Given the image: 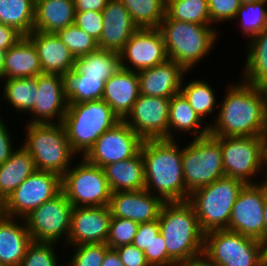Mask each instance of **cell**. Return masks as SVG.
Returning a JSON list of instances; mask_svg holds the SVG:
<instances>
[{"label": "cell", "mask_w": 267, "mask_h": 266, "mask_svg": "<svg viewBox=\"0 0 267 266\" xmlns=\"http://www.w3.org/2000/svg\"><path fill=\"white\" fill-rule=\"evenodd\" d=\"M64 96L68 103L102 100L105 82L100 78H80L72 69L62 75Z\"/></svg>", "instance_id": "33"}, {"label": "cell", "mask_w": 267, "mask_h": 266, "mask_svg": "<svg viewBox=\"0 0 267 266\" xmlns=\"http://www.w3.org/2000/svg\"><path fill=\"white\" fill-rule=\"evenodd\" d=\"M180 93L201 119H205L209 114H212L216 105L218 106L216 103L217 95L206 81L196 79L185 85L183 78Z\"/></svg>", "instance_id": "37"}, {"label": "cell", "mask_w": 267, "mask_h": 266, "mask_svg": "<svg viewBox=\"0 0 267 266\" xmlns=\"http://www.w3.org/2000/svg\"><path fill=\"white\" fill-rule=\"evenodd\" d=\"M144 254L150 266H177V263L168 255L165 240L161 233L153 238Z\"/></svg>", "instance_id": "45"}, {"label": "cell", "mask_w": 267, "mask_h": 266, "mask_svg": "<svg viewBox=\"0 0 267 266\" xmlns=\"http://www.w3.org/2000/svg\"><path fill=\"white\" fill-rule=\"evenodd\" d=\"M159 233L160 228L158 219L150 222L139 223L137 233L132 244L140 251L144 252L146 248H149L153 238H155Z\"/></svg>", "instance_id": "47"}, {"label": "cell", "mask_w": 267, "mask_h": 266, "mask_svg": "<svg viewBox=\"0 0 267 266\" xmlns=\"http://www.w3.org/2000/svg\"><path fill=\"white\" fill-rule=\"evenodd\" d=\"M264 262H267V241L263 243Z\"/></svg>", "instance_id": "57"}, {"label": "cell", "mask_w": 267, "mask_h": 266, "mask_svg": "<svg viewBox=\"0 0 267 266\" xmlns=\"http://www.w3.org/2000/svg\"><path fill=\"white\" fill-rule=\"evenodd\" d=\"M110 191H138L145 189L144 161L141 151L132 158L103 167Z\"/></svg>", "instance_id": "26"}, {"label": "cell", "mask_w": 267, "mask_h": 266, "mask_svg": "<svg viewBox=\"0 0 267 266\" xmlns=\"http://www.w3.org/2000/svg\"><path fill=\"white\" fill-rule=\"evenodd\" d=\"M72 209L73 205L62 191L35 208L24 218L32 240L57 244L63 239L67 244Z\"/></svg>", "instance_id": "13"}, {"label": "cell", "mask_w": 267, "mask_h": 266, "mask_svg": "<svg viewBox=\"0 0 267 266\" xmlns=\"http://www.w3.org/2000/svg\"><path fill=\"white\" fill-rule=\"evenodd\" d=\"M267 0H261L255 3L241 4L235 20L240 22V30L249 40L263 30L267 29V9L265 8Z\"/></svg>", "instance_id": "39"}, {"label": "cell", "mask_w": 267, "mask_h": 266, "mask_svg": "<svg viewBox=\"0 0 267 266\" xmlns=\"http://www.w3.org/2000/svg\"><path fill=\"white\" fill-rule=\"evenodd\" d=\"M177 266H216L204 254L177 264Z\"/></svg>", "instance_id": "53"}, {"label": "cell", "mask_w": 267, "mask_h": 266, "mask_svg": "<svg viewBox=\"0 0 267 266\" xmlns=\"http://www.w3.org/2000/svg\"><path fill=\"white\" fill-rule=\"evenodd\" d=\"M138 28H159L166 16V0H119Z\"/></svg>", "instance_id": "36"}, {"label": "cell", "mask_w": 267, "mask_h": 266, "mask_svg": "<svg viewBox=\"0 0 267 266\" xmlns=\"http://www.w3.org/2000/svg\"><path fill=\"white\" fill-rule=\"evenodd\" d=\"M166 15L177 21L213 26L208 0H166Z\"/></svg>", "instance_id": "38"}, {"label": "cell", "mask_w": 267, "mask_h": 266, "mask_svg": "<svg viewBox=\"0 0 267 266\" xmlns=\"http://www.w3.org/2000/svg\"><path fill=\"white\" fill-rule=\"evenodd\" d=\"M240 6V0H208L211 23L235 20Z\"/></svg>", "instance_id": "44"}, {"label": "cell", "mask_w": 267, "mask_h": 266, "mask_svg": "<svg viewBox=\"0 0 267 266\" xmlns=\"http://www.w3.org/2000/svg\"><path fill=\"white\" fill-rule=\"evenodd\" d=\"M109 0H74L76 12L99 11L106 7Z\"/></svg>", "instance_id": "51"}, {"label": "cell", "mask_w": 267, "mask_h": 266, "mask_svg": "<svg viewBox=\"0 0 267 266\" xmlns=\"http://www.w3.org/2000/svg\"><path fill=\"white\" fill-rule=\"evenodd\" d=\"M248 53L243 75L245 83L267 89V29L247 40Z\"/></svg>", "instance_id": "32"}, {"label": "cell", "mask_w": 267, "mask_h": 266, "mask_svg": "<svg viewBox=\"0 0 267 266\" xmlns=\"http://www.w3.org/2000/svg\"><path fill=\"white\" fill-rule=\"evenodd\" d=\"M3 100L13 106L18 113L29 112L34 108L38 85L37 77L5 79Z\"/></svg>", "instance_id": "35"}, {"label": "cell", "mask_w": 267, "mask_h": 266, "mask_svg": "<svg viewBox=\"0 0 267 266\" xmlns=\"http://www.w3.org/2000/svg\"><path fill=\"white\" fill-rule=\"evenodd\" d=\"M124 266H150L145 254L133 244L115 248Z\"/></svg>", "instance_id": "48"}, {"label": "cell", "mask_w": 267, "mask_h": 266, "mask_svg": "<svg viewBox=\"0 0 267 266\" xmlns=\"http://www.w3.org/2000/svg\"><path fill=\"white\" fill-rule=\"evenodd\" d=\"M25 131L21 145L31 155L36 170L54 172L62 177L70 169L72 159L78 156L71 149L64 125L27 123Z\"/></svg>", "instance_id": "5"}, {"label": "cell", "mask_w": 267, "mask_h": 266, "mask_svg": "<svg viewBox=\"0 0 267 266\" xmlns=\"http://www.w3.org/2000/svg\"><path fill=\"white\" fill-rule=\"evenodd\" d=\"M56 35L75 58L85 56L99 48L97 40L75 24L58 30Z\"/></svg>", "instance_id": "40"}, {"label": "cell", "mask_w": 267, "mask_h": 266, "mask_svg": "<svg viewBox=\"0 0 267 266\" xmlns=\"http://www.w3.org/2000/svg\"><path fill=\"white\" fill-rule=\"evenodd\" d=\"M14 150L9 128L5 125L3 118L0 117V164L5 163Z\"/></svg>", "instance_id": "49"}, {"label": "cell", "mask_w": 267, "mask_h": 266, "mask_svg": "<svg viewBox=\"0 0 267 266\" xmlns=\"http://www.w3.org/2000/svg\"><path fill=\"white\" fill-rule=\"evenodd\" d=\"M120 119L104 100L68 103L62 124L71 149L82 157L95 141Z\"/></svg>", "instance_id": "6"}, {"label": "cell", "mask_w": 267, "mask_h": 266, "mask_svg": "<svg viewBox=\"0 0 267 266\" xmlns=\"http://www.w3.org/2000/svg\"><path fill=\"white\" fill-rule=\"evenodd\" d=\"M229 87V88H228ZM219 105L212 136H267V91L240 80L229 84Z\"/></svg>", "instance_id": "1"}, {"label": "cell", "mask_w": 267, "mask_h": 266, "mask_svg": "<svg viewBox=\"0 0 267 266\" xmlns=\"http://www.w3.org/2000/svg\"><path fill=\"white\" fill-rule=\"evenodd\" d=\"M163 204L159 197L144 189L111 193L109 208L112 217L145 223L158 219Z\"/></svg>", "instance_id": "20"}, {"label": "cell", "mask_w": 267, "mask_h": 266, "mask_svg": "<svg viewBox=\"0 0 267 266\" xmlns=\"http://www.w3.org/2000/svg\"><path fill=\"white\" fill-rule=\"evenodd\" d=\"M74 0H39L35 2L34 31L56 33L75 23Z\"/></svg>", "instance_id": "28"}, {"label": "cell", "mask_w": 267, "mask_h": 266, "mask_svg": "<svg viewBox=\"0 0 267 266\" xmlns=\"http://www.w3.org/2000/svg\"><path fill=\"white\" fill-rule=\"evenodd\" d=\"M176 142L168 139L144 140L140 149L144 161L145 190L163 202L187 201L190 195L183 178V148H179Z\"/></svg>", "instance_id": "2"}, {"label": "cell", "mask_w": 267, "mask_h": 266, "mask_svg": "<svg viewBox=\"0 0 267 266\" xmlns=\"http://www.w3.org/2000/svg\"><path fill=\"white\" fill-rule=\"evenodd\" d=\"M182 166L190 193L225 176L219 140L210 134L193 139L183 147Z\"/></svg>", "instance_id": "9"}, {"label": "cell", "mask_w": 267, "mask_h": 266, "mask_svg": "<svg viewBox=\"0 0 267 266\" xmlns=\"http://www.w3.org/2000/svg\"><path fill=\"white\" fill-rule=\"evenodd\" d=\"M32 241L24 219L0 213V264L20 266Z\"/></svg>", "instance_id": "25"}, {"label": "cell", "mask_w": 267, "mask_h": 266, "mask_svg": "<svg viewBox=\"0 0 267 266\" xmlns=\"http://www.w3.org/2000/svg\"><path fill=\"white\" fill-rule=\"evenodd\" d=\"M245 184L232 207L226 230L259 240L263 244L265 191L259 184Z\"/></svg>", "instance_id": "15"}, {"label": "cell", "mask_w": 267, "mask_h": 266, "mask_svg": "<svg viewBox=\"0 0 267 266\" xmlns=\"http://www.w3.org/2000/svg\"><path fill=\"white\" fill-rule=\"evenodd\" d=\"M158 222L168 255L177 264L203 254L205 233L188 201L164 202Z\"/></svg>", "instance_id": "3"}, {"label": "cell", "mask_w": 267, "mask_h": 266, "mask_svg": "<svg viewBox=\"0 0 267 266\" xmlns=\"http://www.w3.org/2000/svg\"><path fill=\"white\" fill-rule=\"evenodd\" d=\"M158 29L162 33L168 59L187 72L214 49L219 35L211 25L177 21L167 15Z\"/></svg>", "instance_id": "4"}, {"label": "cell", "mask_w": 267, "mask_h": 266, "mask_svg": "<svg viewBox=\"0 0 267 266\" xmlns=\"http://www.w3.org/2000/svg\"><path fill=\"white\" fill-rule=\"evenodd\" d=\"M61 191L59 174L36 170L0 204V213L24 219L35 208L53 199Z\"/></svg>", "instance_id": "12"}, {"label": "cell", "mask_w": 267, "mask_h": 266, "mask_svg": "<svg viewBox=\"0 0 267 266\" xmlns=\"http://www.w3.org/2000/svg\"><path fill=\"white\" fill-rule=\"evenodd\" d=\"M34 11L33 0H0V23L28 36L34 30Z\"/></svg>", "instance_id": "34"}, {"label": "cell", "mask_w": 267, "mask_h": 266, "mask_svg": "<svg viewBox=\"0 0 267 266\" xmlns=\"http://www.w3.org/2000/svg\"><path fill=\"white\" fill-rule=\"evenodd\" d=\"M55 251L54 243L32 241L20 266H59Z\"/></svg>", "instance_id": "42"}, {"label": "cell", "mask_w": 267, "mask_h": 266, "mask_svg": "<svg viewBox=\"0 0 267 266\" xmlns=\"http://www.w3.org/2000/svg\"><path fill=\"white\" fill-rule=\"evenodd\" d=\"M259 1L261 0H240L241 4H249V3H255Z\"/></svg>", "instance_id": "58"}, {"label": "cell", "mask_w": 267, "mask_h": 266, "mask_svg": "<svg viewBox=\"0 0 267 266\" xmlns=\"http://www.w3.org/2000/svg\"><path fill=\"white\" fill-rule=\"evenodd\" d=\"M35 171L29 152L22 145L15 148L10 158L0 164V204Z\"/></svg>", "instance_id": "30"}, {"label": "cell", "mask_w": 267, "mask_h": 266, "mask_svg": "<svg viewBox=\"0 0 267 266\" xmlns=\"http://www.w3.org/2000/svg\"><path fill=\"white\" fill-rule=\"evenodd\" d=\"M37 85L36 101L34 108L30 111V115L33 116L28 123H62L68 108V101L63 91L62 76L42 73L37 76Z\"/></svg>", "instance_id": "19"}, {"label": "cell", "mask_w": 267, "mask_h": 266, "mask_svg": "<svg viewBox=\"0 0 267 266\" xmlns=\"http://www.w3.org/2000/svg\"><path fill=\"white\" fill-rule=\"evenodd\" d=\"M186 73L188 74L181 65L170 59L152 68L141 70L137 72L140 95L171 98L180 93Z\"/></svg>", "instance_id": "22"}, {"label": "cell", "mask_w": 267, "mask_h": 266, "mask_svg": "<svg viewBox=\"0 0 267 266\" xmlns=\"http://www.w3.org/2000/svg\"><path fill=\"white\" fill-rule=\"evenodd\" d=\"M42 74L34 43L23 36L5 54L4 79L37 77Z\"/></svg>", "instance_id": "27"}, {"label": "cell", "mask_w": 267, "mask_h": 266, "mask_svg": "<svg viewBox=\"0 0 267 266\" xmlns=\"http://www.w3.org/2000/svg\"><path fill=\"white\" fill-rule=\"evenodd\" d=\"M23 36L14 28L0 23V49L7 51Z\"/></svg>", "instance_id": "50"}, {"label": "cell", "mask_w": 267, "mask_h": 266, "mask_svg": "<svg viewBox=\"0 0 267 266\" xmlns=\"http://www.w3.org/2000/svg\"><path fill=\"white\" fill-rule=\"evenodd\" d=\"M264 226H263V243L267 241V194L265 193L264 202Z\"/></svg>", "instance_id": "54"}, {"label": "cell", "mask_w": 267, "mask_h": 266, "mask_svg": "<svg viewBox=\"0 0 267 266\" xmlns=\"http://www.w3.org/2000/svg\"><path fill=\"white\" fill-rule=\"evenodd\" d=\"M102 15L103 31L97 41L98 47L120 53L138 26L119 0H109Z\"/></svg>", "instance_id": "21"}, {"label": "cell", "mask_w": 267, "mask_h": 266, "mask_svg": "<svg viewBox=\"0 0 267 266\" xmlns=\"http://www.w3.org/2000/svg\"><path fill=\"white\" fill-rule=\"evenodd\" d=\"M5 50L0 49V79L4 80Z\"/></svg>", "instance_id": "55"}, {"label": "cell", "mask_w": 267, "mask_h": 266, "mask_svg": "<svg viewBox=\"0 0 267 266\" xmlns=\"http://www.w3.org/2000/svg\"><path fill=\"white\" fill-rule=\"evenodd\" d=\"M101 266H124L117 251L109 249L104 256Z\"/></svg>", "instance_id": "52"}, {"label": "cell", "mask_w": 267, "mask_h": 266, "mask_svg": "<svg viewBox=\"0 0 267 266\" xmlns=\"http://www.w3.org/2000/svg\"><path fill=\"white\" fill-rule=\"evenodd\" d=\"M139 223L125 218L112 217L109 235L106 241L110 249L132 244L137 233Z\"/></svg>", "instance_id": "41"}, {"label": "cell", "mask_w": 267, "mask_h": 266, "mask_svg": "<svg viewBox=\"0 0 267 266\" xmlns=\"http://www.w3.org/2000/svg\"><path fill=\"white\" fill-rule=\"evenodd\" d=\"M170 98L139 95L123 120L144 140L168 139Z\"/></svg>", "instance_id": "16"}, {"label": "cell", "mask_w": 267, "mask_h": 266, "mask_svg": "<svg viewBox=\"0 0 267 266\" xmlns=\"http://www.w3.org/2000/svg\"><path fill=\"white\" fill-rule=\"evenodd\" d=\"M265 173H267V172H265ZM263 176L265 179L263 180V182L259 181L260 182L259 184L263 187L265 193L267 194V174H265Z\"/></svg>", "instance_id": "56"}, {"label": "cell", "mask_w": 267, "mask_h": 266, "mask_svg": "<svg viewBox=\"0 0 267 266\" xmlns=\"http://www.w3.org/2000/svg\"><path fill=\"white\" fill-rule=\"evenodd\" d=\"M121 68L139 72L168 59L164 39L158 28H138L119 53Z\"/></svg>", "instance_id": "17"}, {"label": "cell", "mask_w": 267, "mask_h": 266, "mask_svg": "<svg viewBox=\"0 0 267 266\" xmlns=\"http://www.w3.org/2000/svg\"><path fill=\"white\" fill-rule=\"evenodd\" d=\"M97 41L103 31V15L99 11L75 12V23Z\"/></svg>", "instance_id": "46"}, {"label": "cell", "mask_w": 267, "mask_h": 266, "mask_svg": "<svg viewBox=\"0 0 267 266\" xmlns=\"http://www.w3.org/2000/svg\"><path fill=\"white\" fill-rule=\"evenodd\" d=\"M214 137L220 142L225 176L240 179L245 184H256L253 177L265 169L267 136Z\"/></svg>", "instance_id": "10"}, {"label": "cell", "mask_w": 267, "mask_h": 266, "mask_svg": "<svg viewBox=\"0 0 267 266\" xmlns=\"http://www.w3.org/2000/svg\"><path fill=\"white\" fill-rule=\"evenodd\" d=\"M203 121L181 93L170 98L168 140H175L176 131L184 134L193 131V139L208 135L209 124L206 125Z\"/></svg>", "instance_id": "29"}, {"label": "cell", "mask_w": 267, "mask_h": 266, "mask_svg": "<svg viewBox=\"0 0 267 266\" xmlns=\"http://www.w3.org/2000/svg\"><path fill=\"white\" fill-rule=\"evenodd\" d=\"M121 68L119 53L98 48L74 59L72 70L80 78H100L106 82Z\"/></svg>", "instance_id": "31"}, {"label": "cell", "mask_w": 267, "mask_h": 266, "mask_svg": "<svg viewBox=\"0 0 267 266\" xmlns=\"http://www.w3.org/2000/svg\"><path fill=\"white\" fill-rule=\"evenodd\" d=\"M111 218L109 206L73 207L67 243L70 246L106 243Z\"/></svg>", "instance_id": "18"}, {"label": "cell", "mask_w": 267, "mask_h": 266, "mask_svg": "<svg viewBox=\"0 0 267 266\" xmlns=\"http://www.w3.org/2000/svg\"><path fill=\"white\" fill-rule=\"evenodd\" d=\"M140 95L137 72L120 68L106 82L102 95L113 113L124 120Z\"/></svg>", "instance_id": "23"}, {"label": "cell", "mask_w": 267, "mask_h": 266, "mask_svg": "<svg viewBox=\"0 0 267 266\" xmlns=\"http://www.w3.org/2000/svg\"><path fill=\"white\" fill-rule=\"evenodd\" d=\"M27 37L36 47L42 73L62 75L72 69L75 57L56 33L33 30Z\"/></svg>", "instance_id": "24"}, {"label": "cell", "mask_w": 267, "mask_h": 266, "mask_svg": "<svg viewBox=\"0 0 267 266\" xmlns=\"http://www.w3.org/2000/svg\"><path fill=\"white\" fill-rule=\"evenodd\" d=\"M143 140L123 120L105 131L83 158L90 164L104 166L134 157Z\"/></svg>", "instance_id": "14"}, {"label": "cell", "mask_w": 267, "mask_h": 266, "mask_svg": "<svg viewBox=\"0 0 267 266\" xmlns=\"http://www.w3.org/2000/svg\"><path fill=\"white\" fill-rule=\"evenodd\" d=\"M244 185L240 179L223 176L190 193L187 201L204 233L228 228L232 207Z\"/></svg>", "instance_id": "7"}, {"label": "cell", "mask_w": 267, "mask_h": 266, "mask_svg": "<svg viewBox=\"0 0 267 266\" xmlns=\"http://www.w3.org/2000/svg\"><path fill=\"white\" fill-rule=\"evenodd\" d=\"M267 137H266V143H265V170L267 172Z\"/></svg>", "instance_id": "59"}, {"label": "cell", "mask_w": 267, "mask_h": 266, "mask_svg": "<svg viewBox=\"0 0 267 266\" xmlns=\"http://www.w3.org/2000/svg\"><path fill=\"white\" fill-rule=\"evenodd\" d=\"M80 161L61 177L62 192L73 207L109 206L112 192L103 168Z\"/></svg>", "instance_id": "11"}, {"label": "cell", "mask_w": 267, "mask_h": 266, "mask_svg": "<svg viewBox=\"0 0 267 266\" xmlns=\"http://www.w3.org/2000/svg\"><path fill=\"white\" fill-rule=\"evenodd\" d=\"M203 254L216 266H264L259 240L226 229L204 234Z\"/></svg>", "instance_id": "8"}, {"label": "cell", "mask_w": 267, "mask_h": 266, "mask_svg": "<svg viewBox=\"0 0 267 266\" xmlns=\"http://www.w3.org/2000/svg\"><path fill=\"white\" fill-rule=\"evenodd\" d=\"M74 254L67 266H101L105 253L110 249L106 243L73 246ZM70 262V263H69Z\"/></svg>", "instance_id": "43"}]
</instances>
